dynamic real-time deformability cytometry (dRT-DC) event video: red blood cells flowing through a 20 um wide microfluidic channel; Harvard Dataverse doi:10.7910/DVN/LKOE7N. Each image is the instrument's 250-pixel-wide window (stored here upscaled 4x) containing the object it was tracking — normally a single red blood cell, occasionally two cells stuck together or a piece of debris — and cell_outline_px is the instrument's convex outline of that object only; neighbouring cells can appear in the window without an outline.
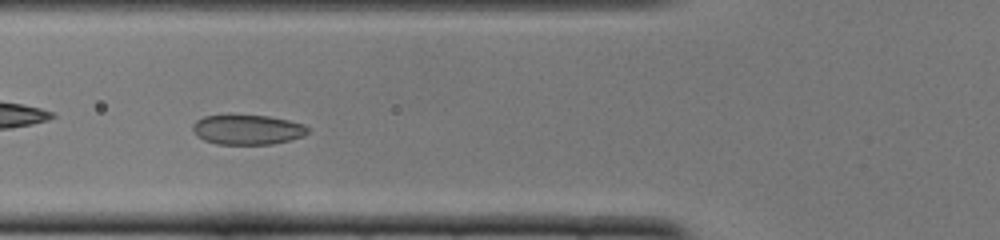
{"species": "common noctule bat (a hibernating species)", "species_latin": "Nyctalus noctula", "temperature_condition": "cold", "stored_images_in_passage": 46, "camera_frame_rate_fps": 3000, "um_per_image_px": 0.085, "animal": {"sex": "female", "body_mass_g": 22.0, "forearm_length_mm": 56.7}, "frame": {"image": 1, "passage_image": 14, "time_ms": 4.333, "image_size_px": [1000, 240], "cell_outline_px": [[308, 132], [304, 136], [272, 144], [216, 144], [204, 140], [196, 136], [192, 128], [192, 124], [196, 120], [204, 116], [268, 116], [288, 120], [304, 124], [308, 128]], "centroid_in_image_um": [21.02, 11.03], "position_along_channel_um": 104.8, "area_um2": 19.83}}
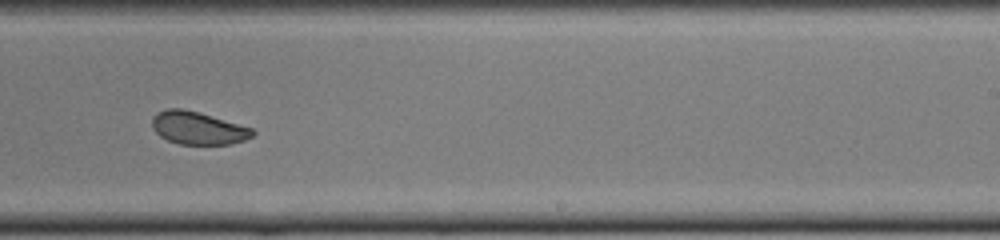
{"frame": {"image": 2, "passage_image": 27, "time_ms": 8.667, "image_size_px": [1000, 240], "cell_outline_px": [[256, 132], [252, 136], [244, 140], [232, 144], [180, 144], [168, 140], [160, 136], [152, 128], [152, 116], [156, 112], [168, 108], [180, 108], [200, 112], [252, 128]], "centroid_in_image_um": [16.81, 10.87], "position_along_channel_um": 272.2, "area_um2": 19.25}}
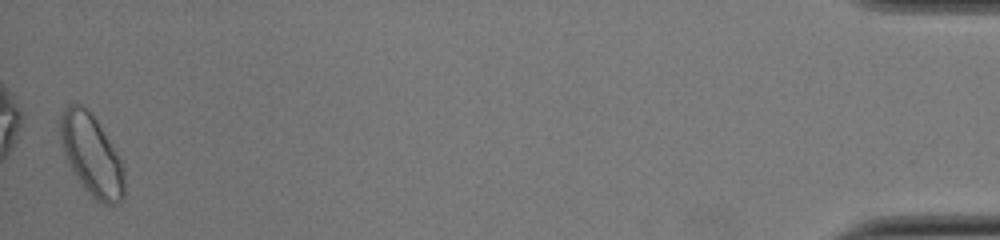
{"frame": {"image": 3, "passage_image": 46, "time_ms": 15.0, "image_size_px": [1000, 240], "cell_outline_px": [[124, 196], [120, 204], [104, 204], [96, 200], [84, 188], [72, 168], [64, 152], [60, 140], [60, 112], [68, 104], [80, 104], [96, 120], [120, 160], [124, 168]], "centroid_in_image_um": [7.78, 13.2], "position_along_channel_um": 427.4, "area_um2": 29.54}, "authors_computed_cell_mechanics": {"area_um2": 20.9236, "velocity_mm_per_s": 3.8772, "shape_relaxation_time_tau1_ms": 3.5439, "shape_relaxation_time_tau2_ms": 1.5327, "deformation_change_tau1": 0.0862, "deformation_change_tau2": 0.0513}}